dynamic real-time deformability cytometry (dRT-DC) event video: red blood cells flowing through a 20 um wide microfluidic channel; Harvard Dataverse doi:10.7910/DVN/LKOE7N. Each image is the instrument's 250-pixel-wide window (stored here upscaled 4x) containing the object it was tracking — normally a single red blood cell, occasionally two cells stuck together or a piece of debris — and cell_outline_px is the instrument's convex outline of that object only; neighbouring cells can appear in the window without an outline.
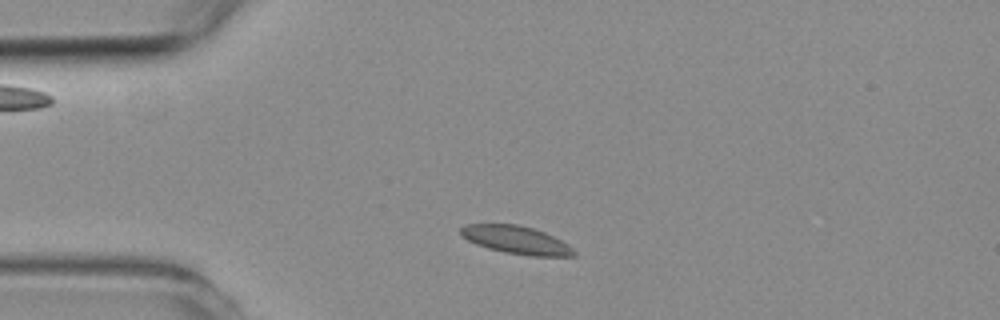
{"species": "common noctule bat (a hibernating species)", "species_latin": "Nyctalus noctula", "temperature_condition": "room temperature", "stored_images_in_passage": 3, "camera_frame_rate_fps": 3000, "um_per_image_px": 0.085, "animal": {"sex": "female", "body_mass_g": 19.3, "forearm_length_mm": 54.1}, "frame": {"image": 1, "passage_image": 2, "time_ms": 1.333, "image_size_px": [1000, 320], "cell_outline_px": [[576, 256], [532, 256], [504, 252], [488, 248], [476, 244], [460, 236], [460, 228], [464, 224], [520, 224], [544, 232], [568, 244], [576, 252]], "centroid_in_image_um": [43.86, 20.39], "position_along_channel_um": 41.1, "area_um2": 18.44}}